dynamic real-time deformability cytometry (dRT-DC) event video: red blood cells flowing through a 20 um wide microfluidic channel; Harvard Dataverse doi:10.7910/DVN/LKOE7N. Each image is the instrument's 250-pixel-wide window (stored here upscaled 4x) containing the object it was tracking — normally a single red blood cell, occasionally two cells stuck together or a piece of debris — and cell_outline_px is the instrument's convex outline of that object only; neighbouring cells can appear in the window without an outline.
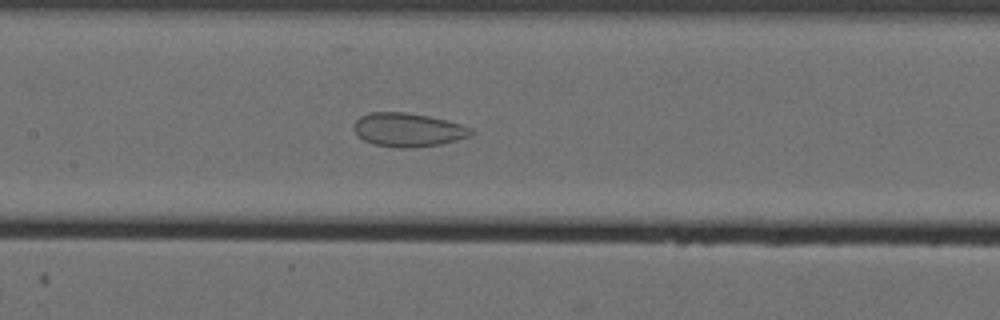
{"species": "Egyptian fruit bat (a non-hibernating species)", "species_latin": "Rousettus aegyptiacus", "temperature_condition": "cold", "stored_images_in_passage": 50, "camera_frame_rate_fps": 3000, "um_per_image_px": 0.085, "animal": {"sex": "female"}, "frame": {"image": 1, "passage_image": 28, "time_ms": 9.0, "image_size_px": [1000, 320], "cell_outline_px": [[472, 136], [440, 144], [412, 148], [400, 148], [372, 144], [364, 140], [352, 128], [356, 120], [360, 116], [368, 112], [404, 112], [428, 116], [460, 124], [472, 128]], "centroid_in_image_um": [34.66, 11.04], "position_along_channel_um": 172.7, "area_um2": 22.95}}
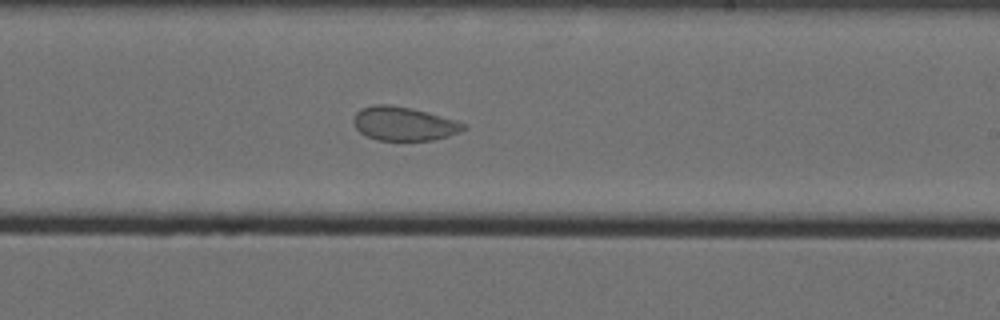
{"frame": {"image": 2, "passage_image": 35, "time_ms": 11.333, "image_size_px": [1000, 320], "cell_outline_px": [[468, 128], [460, 132], [448, 136], [432, 140], [376, 140], [360, 132], [356, 128], [352, 120], [356, 112], [360, 108], [372, 104], [388, 104], [412, 108], [428, 112], [456, 120], [468, 124]], "centroid_in_image_um": [34.34, 10.5], "position_along_channel_um": 254.7, "area_um2": 21.91}}
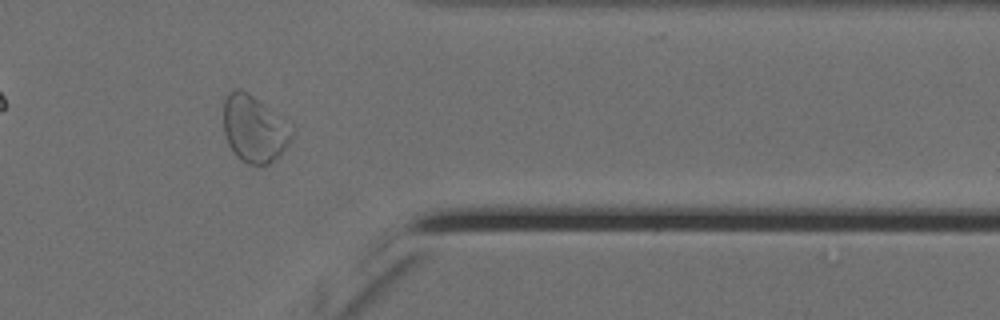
{"frame": {"image": 3, "passage_image": 47, "time_ms": 15.333, "image_size_px": [1000, 320], "cell_outline_px": [[296, 128], [288, 144], [268, 164], [248, 164], [240, 160], [236, 156], [228, 144], [224, 136], [224, 100], [228, 92], [232, 88], [240, 88], [248, 92], [292, 124]], "centroid_in_image_um": [21.6, 10.91], "position_along_channel_um": 389.8, "area_um2": 26.82}, "authors_computed_cell_mechanics": {"area_um2": 25.143, "velocity_mm_per_s": 3.536, "shape_relaxation_time_tau1_ms": null, "shape_relaxation_time_tau2_ms": 0.8724, "deformation_change_tau1": null, "deformation_change_tau2": 0.0534}}